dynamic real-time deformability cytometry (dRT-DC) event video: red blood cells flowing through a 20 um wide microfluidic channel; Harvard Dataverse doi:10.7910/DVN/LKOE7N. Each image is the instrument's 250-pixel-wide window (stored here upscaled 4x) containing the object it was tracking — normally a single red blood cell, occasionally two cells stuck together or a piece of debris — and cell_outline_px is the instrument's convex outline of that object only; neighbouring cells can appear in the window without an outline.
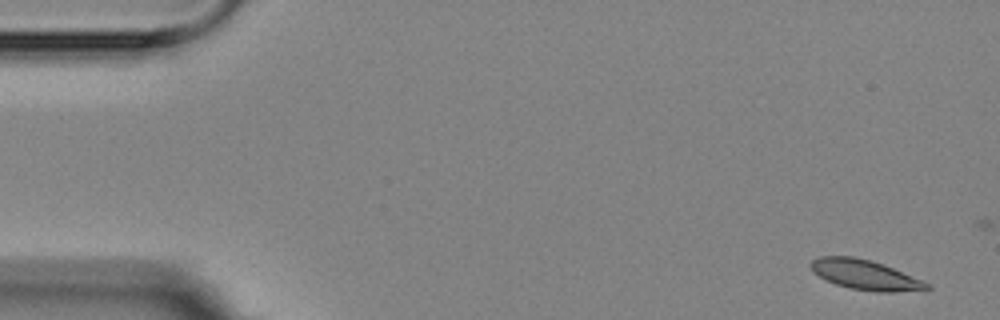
{"species": "Egyptian fruit bat (a non-hibernating species)", "species_latin": "Rousettus aegyptiacus", "temperature_condition": "room temperature", "stored_images_in_passage": 6, "segment_of_instrument_passage": [2, 2], "camera_frame_rate_fps": 3000, "um_per_image_px": 0.085, "animal": {"sex": "female"}, "frame": {"image": 1, "passage_image": 6, "time_ms": 6.0, "image_size_px": [1000, 320], "cell_outline_px": [[932, 288], [924, 292], [876, 292], [852, 288], [836, 284], [812, 272], [808, 264], [812, 260], [820, 256], [852, 256], [868, 260], [892, 268], [920, 280], [928, 284]], "centroid_in_image_um": [73.55, 23.38], "position_along_channel_um": 11.5, "area_um2": 20.06}}